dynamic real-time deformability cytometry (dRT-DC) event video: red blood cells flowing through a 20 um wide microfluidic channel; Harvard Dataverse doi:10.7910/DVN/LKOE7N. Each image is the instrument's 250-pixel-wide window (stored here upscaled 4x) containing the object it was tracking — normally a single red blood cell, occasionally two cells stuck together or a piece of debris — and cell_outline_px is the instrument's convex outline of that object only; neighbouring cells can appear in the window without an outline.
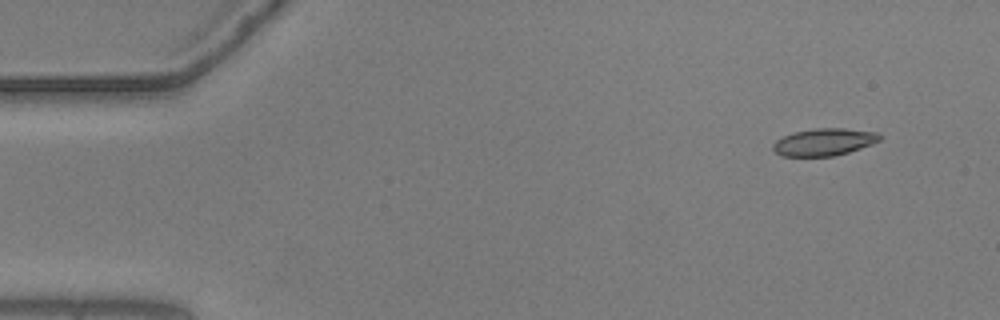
{"species": "common noctule bat (a hibernating species)", "species_latin": "Nyctalus noctula", "temperature_condition": "warm", "stored_images_in_passage": 12, "camera_frame_rate_fps": 3000, "um_per_image_px": 0.085, "animal": {"sex": "male", "body_mass_g": 20.5, "forearm_length_mm": 52.5}, "frame": {"image": 1, "passage_image": 1, "time_ms": 0.0, "image_size_px": [1000, 320], "cell_outline_px": [[880, 140], [872, 144], [848, 152], [832, 156], [780, 156], [772, 148], [772, 144], [776, 140], [784, 136], [796, 132], [816, 128], [844, 128], [876, 132], [880, 136]], "centroid_in_image_um": [70.03, 12.07], "position_along_channel_um": 15.0, "area_um2": 16.76}}
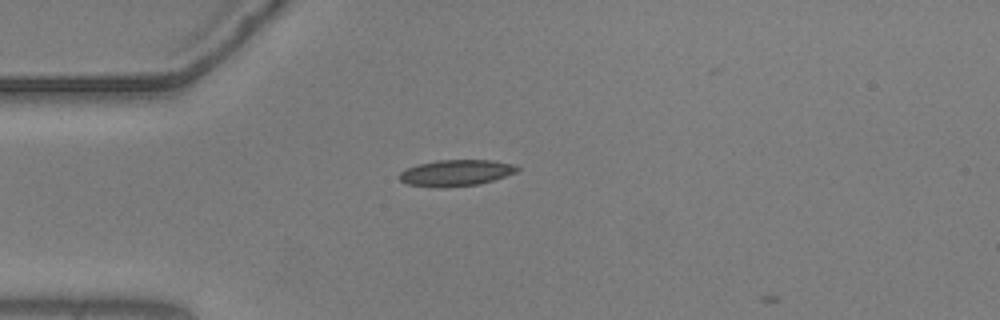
{"frame": {"image": 2, "passage_image": 11, "time_ms": 3.333, "image_size_px": [1000, 320], "cell_outline_px": [[520, 168], [516, 172], [480, 184], [444, 188], [440, 188], [408, 184], [400, 180], [396, 176], [404, 168], [416, 164], [436, 160], [492, 160], [516, 164]], "centroid_in_image_um": [38.71, 14.69], "position_along_channel_um": 46.3, "area_um2": 18.32}}